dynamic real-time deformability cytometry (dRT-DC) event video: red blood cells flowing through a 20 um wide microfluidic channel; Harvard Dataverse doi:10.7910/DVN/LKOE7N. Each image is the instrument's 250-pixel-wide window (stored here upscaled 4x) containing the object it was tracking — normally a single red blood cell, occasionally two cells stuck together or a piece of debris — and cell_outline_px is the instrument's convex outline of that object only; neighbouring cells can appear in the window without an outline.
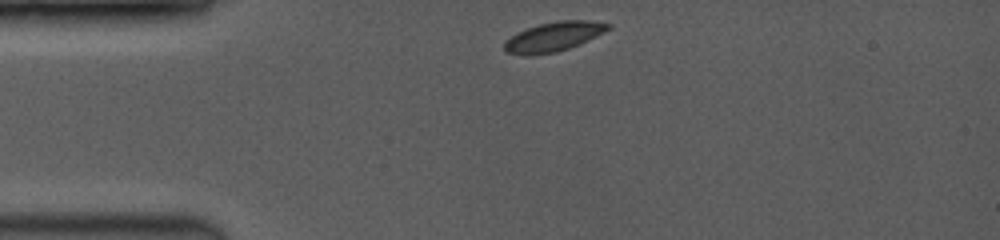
{"species": "common noctule bat (a hibernating species)", "species_latin": "Nyctalus noctula", "temperature_condition": "room temperature", "stored_images_in_passage": 31, "camera_frame_rate_fps": 3500, "um_per_image_px": 0.085, "animal": {"sex": "female", "body_mass_g": 19.0, "forearm_length_mm": 53.3}, "frame": {"image": 1, "passage_image": 1, "time_ms": 0.0, "image_size_px": [1000, 240], "cell_outline_px": [[612, 24], [608, 28], [568, 48], [556, 52], [508, 52], [504, 48], [504, 44], [516, 32], [540, 24], [556, 20], [588, 20]], "centroid_in_image_um": [47.07, 3.05], "position_along_channel_um": 37.9, "area_um2": 16.42}}
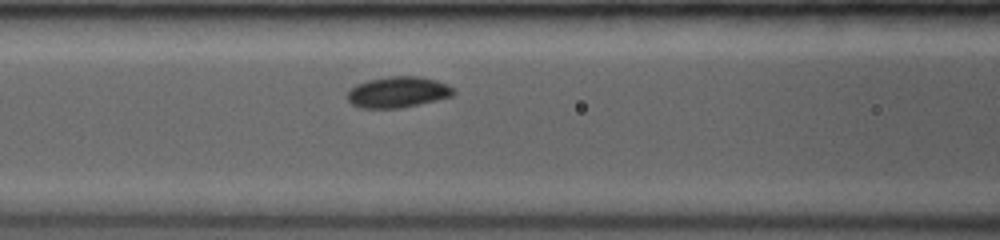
{"frame": {"image": 2, "passage_image": 21, "time_ms": 3.143, "image_size_px": [1000, 240], "cell_outline_px": [[456, 92], [452, 96], [420, 104], [400, 108], [360, 108], [352, 104], [348, 100], [348, 92], [356, 84], [368, 80], [388, 76], [420, 76], [436, 80], [448, 84]], "centroid_in_image_um": [33.83, 7.83], "position_along_channel_um": 132.8, "area_um2": 19.19}}
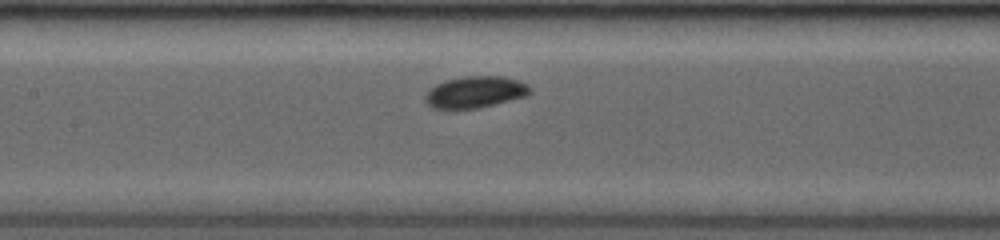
{"frame": {"image": 3, "passage_image": 26, "time_ms": 4.0, "image_size_px": [1000, 240], "cell_outline_px": [[532, 92], [528, 96], [480, 108], [432, 108], [424, 100], [424, 96], [428, 88], [444, 80], [464, 76], [504, 76], [520, 80], [528, 84], [532, 88]], "centroid_in_image_um": [40.43, 7.81], "position_along_channel_um": 167.0, "area_um2": 19.71}}